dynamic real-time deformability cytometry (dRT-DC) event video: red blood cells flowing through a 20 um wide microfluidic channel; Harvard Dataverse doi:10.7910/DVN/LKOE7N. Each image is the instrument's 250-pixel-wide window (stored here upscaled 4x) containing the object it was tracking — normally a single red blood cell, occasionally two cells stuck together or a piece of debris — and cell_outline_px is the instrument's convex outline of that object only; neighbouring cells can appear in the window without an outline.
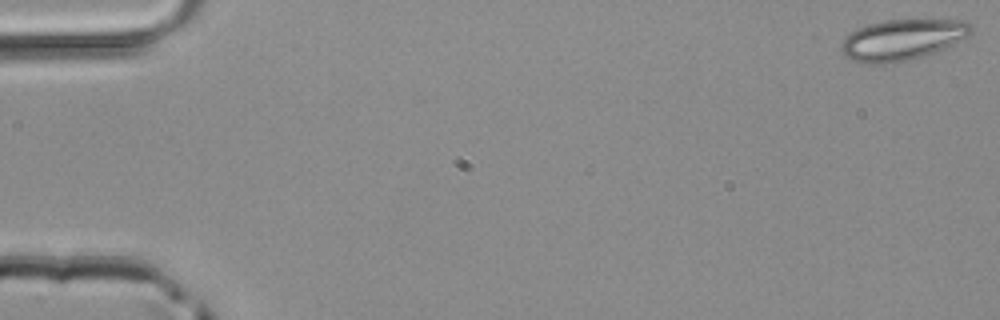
{"species": "common noctule bat (a hibernating species)", "species_latin": "Nyctalus noctula", "temperature_condition": "room temperature", "stored_images_in_passage": 50, "camera_frame_rate_fps": 3000, "um_per_image_px": 0.085, "animal": {"sex": "male", "body_mass_g": 20.4}, "frame": {"image": 1, "passage_image": 1, "time_ms": 0.0, "image_size_px": [1000, 320], "cell_outline_px": [[972, 32], [968, 36], [944, 48], [924, 56], [908, 60], [884, 64], [864, 64], [852, 60], [844, 56], [840, 48], [840, 44], [852, 32], [868, 24], [884, 20], [964, 20], [972, 24]], "centroid_in_image_um": [76.69, 3.39], "position_along_channel_um": 8.3, "area_um2": 30.81}}
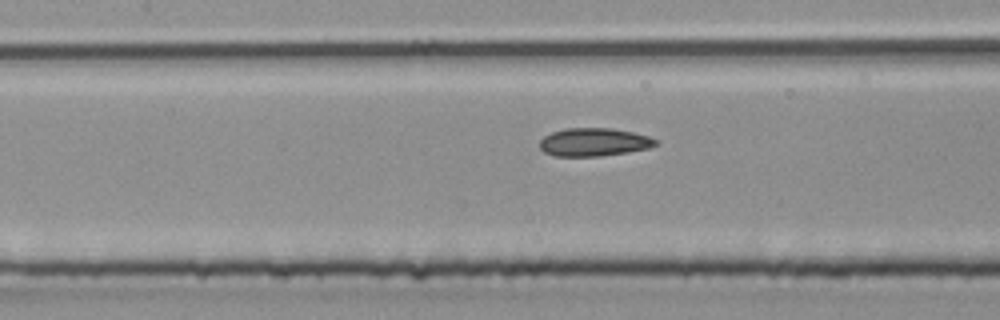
{"frame": {"image": 2, "passage_image": 23, "time_ms": 7.333, "image_size_px": [1000, 320], "cell_outline_px": [[660, 144], [648, 148], [628, 152], [600, 156], [556, 156], [544, 152], [540, 148], [540, 140], [544, 136], [552, 132], [564, 128], [612, 128], [632, 132], [648, 136], [660, 140]], "centroid_in_image_um": [50.51, 12.07], "position_along_channel_um": 156.9, "area_um2": 19.13}}
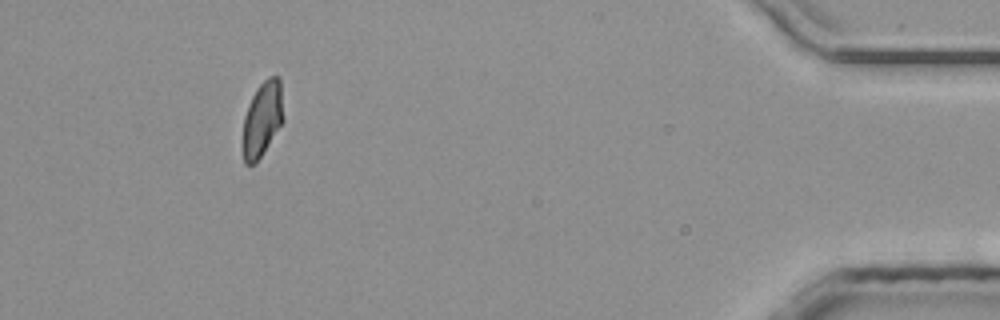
{"frame": {"image": 3, "passage_image": 46, "time_ms": 15.0, "image_size_px": [1000, 320], "cell_outline_px": [[284, 120], [260, 156], [252, 164], [244, 164], [240, 144], [244, 116], [248, 104], [256, 88], [268, 76], [280, 76]], "centroid_in_image_um": [22.26, 10.1], "position_along_channel_um": 412.9, "area_um2": 18.09}}